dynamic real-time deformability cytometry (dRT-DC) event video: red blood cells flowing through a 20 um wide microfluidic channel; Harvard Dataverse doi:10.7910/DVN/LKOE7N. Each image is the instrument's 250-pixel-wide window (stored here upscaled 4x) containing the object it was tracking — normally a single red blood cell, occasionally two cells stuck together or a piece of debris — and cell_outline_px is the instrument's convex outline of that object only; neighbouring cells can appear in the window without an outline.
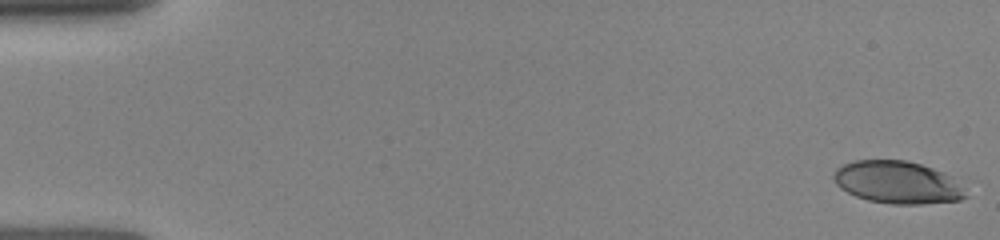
{"species": "human", "species_latin": "Homo sapiens", "temperature_condition": "room temperature", "stored_images_in_passage": 12, "camera_frame_rate_fps": 3000, "um_per_image_px": 0.085, "donor": {"sex": "female"}, "frame": {"image": 1, "passage_image": 1, "time_ms": 0.0, "image_size_px": [1000, 240], "cell_outline_px": [[968, 196], [960, 200], [920, 204], [892, 204], [868, 200], [856, 196], [840, 188], [836, 184], [832, 176], [836, 168], [852, 160], [908, 160], [944, 172], [964, 188]], "centroid_in_image_um": [76.27, 15.5], "position_along_channel_um": 8.7, "area_um2": 32.66}}
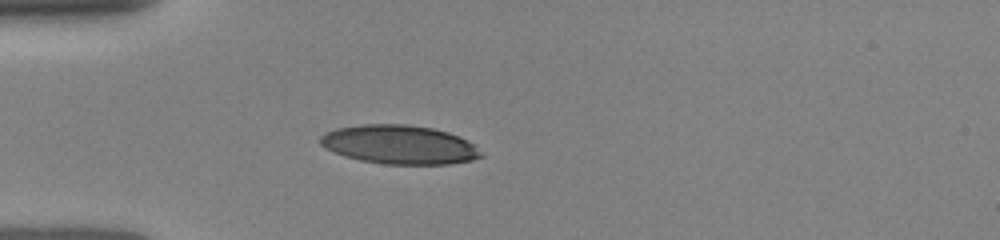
{"frame": {"image": 2, "passage_image": 7, "time_ms": 4.333, "image_size_px": [1000, 240], "cell_outline_px": [[484, 156], [472, 160], [448, 164], [384, 164], [360, 160], [344, 156], [320, 144], [320, 136], [324, 132], [336, 128], [360, 124], [404, 124], [432, 128], [448, 132], [460, 136], [476, 144]], "centroid_in_image_um": [33.98, 12.29], "position_along_channel_um": 51.0, "area_um2": 36.59}}
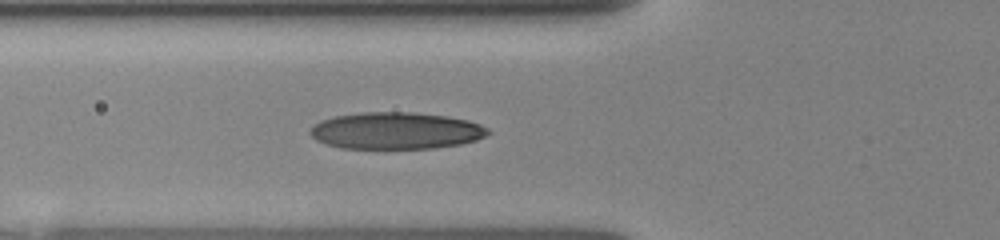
{"frame": {"image": 3, "passage_image": 12, "time_ms": 5.667, "image_size_px": [1000, 240], "cell_outline_px": [[492, 132], [476, 140], [460, 144], [436, 148], [340, 148], [316, 140], [308, 132], [320, 120], [332, 116], [360, 112], [416, 112], [448, 116], [468, 120], [480, 124], [488, 128]], "centroid_in_image_um": [33.67, 11.1], "position_along_channel_um": 92.1, "area_um2": 38.38}}